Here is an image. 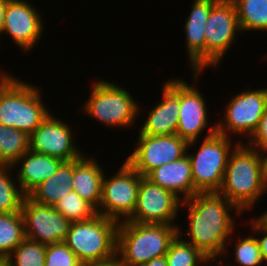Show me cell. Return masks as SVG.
<instances>
[{"instance_id": "8992f818", "label": "cell", "mask_w": 267, "mask_h": 266, "mask_svg": "<svg viewBox=\"0 0 267 266\" xmlns=\"http://www.w3.org/2000/svg\"><path fill=\"white\" fill-rule=\"evenodd\" d=\"M90 91L88 100L82 105L83 115L118 129L132 127L140 116V105L121 86L100 79L92 84Z\"/></svg>"}, {"instance_id": "e0dca14e", "label": "cell", "mask_w": 267, "mask_h": 266, "mask_svg": "<svg viewBox=\"0 0 267 266\" xmlns=\"http://www.w3.org/2000/svg\"><path fill=\"white\" fill-rule=\"evenodd\" d=\"M162 101L153 106L140 134L160 136L176 134L180 107V78L169 79L162 88Z\"/></svg>"}, {"instance_id": "f546056e", "label": "cell", "mask_w": 267, "mask_h": 266, "mask_svg": "<svg viewBox=\"0 0 267 266\" xmlns=\"http://www.w3.org/2000/svg\"><path fill=\"white\" fill-rule=\"evenodd\" d=\"M237 242L238 243L235 244L236 246L233 251L235 262H237L236 264H239V266H261L262 264L264 265L260 246L254 234H249L246 238H244V236L243 238H240L239 236ZM217 261V263H220V266H226L224 262L221 261V258Z\"/></svg>"}, {"instance_id": "e575fe53", "label": "cell", "mask_w": 267, "mask_h": 266, "mask_svg": "<svg viewBox=\"0 0 267 266\" xmlns=\"http://www.w3.org/2000/svg\"><path fill=\"white\" fill-rule=\"evenodd\" d=\"M79 266H121L118 259L108 260V261H97V262H83Z\"/></svg>"}, {"instance_id": "4dcf8cb0", "label": "cell", "mask_w": 267, "mask_h": 266, "mask_svg": "<svg viewBox=\"0 0 267 266\" xmlns=\"http://www.w3.org/2000/svg\"><path fill=\"white\" fill-rule=\"evenodd\" d=\"M45 266H79L77 256L64 242L46 245Z\"/></svg>"}, {"instance_id": "7c38bea8", "label": "cell", "mask_w": 267, "mask_h": 266, "mask_svg": "<svg viewBox=\"0 0 267 266\" xmlns=\"http://www.w3.org/2000/svg\"><path fill=\"white\" fill-rule=\"evenodd\" d=\"M181 204V198L142 176L136 207L127 221L179 226L174 221Z\"/></svg>"}, {"instance_id": "44dd1931", "label": "cell", "mask_w": 267, "mask_h": 266, "mask_svg": "<svg viewBox=\"0 0 267 266\" xmlns=\"http://www.w3.org/2000/svg\"><path fill=\"white\" fill-rule=\"evenodd\" d=\"M62 163L58 158L29 150L12 167L21 166L15 178L27 196L40 183L51 177Z\"/></svg>"}, {"instance_id": "ac0fdd59", "label": "cell", "mask_w": 267, "mask_h": 266, "mask_svg": "<svg viewBox=\"0 0 267 266\" xmlns=\"http://www.w3.org/2000/svg\"><path fill=\"white\" fill-rule=\"evenodd\" d=\"M218 0H193L189 16L184 22L187 60L190 63L193 80L199 79L205 70V25L212 6ZM201 72V73H200Z\"/></svg>"}, {"instance_id": "4316f807", "label": "cell", "mask_w": 267, "mask_h": 266, "mask_svg": "<svg viewBox=\"0 0 267 266\" xmlns=\"http://www.w3.org/2000/svg\"><path fill=\"white\" fill-rule=\"evenodd\" d=\"M12 166L0 165V213L21 212L25 194L12 178ZM18 186V187H17Z\"/></svg>"}, {"instance_id": "8d00e7d4", "label": "cell", "mask_w": 267, "mask_h": 266, "mask_svg": "<svg viewBox=\"0 0 267 266\" xmlns=\"http://www.w3.org/2000/svg\"><path fill=\"white\" fill-rule=\"evenodd\" d=\"M7 1L8 0H0V36L2 35V31H3V27H4Z\"/></svg>"}, {"instance_id": "74e56055", "label": "cell", "mask_w": 267, "mask_h": 266, "mask_svg": "<svg viewBox=\"0 0 267 266\" xmlns=\"http://www.w3.org/2000/svg\"><path fill=\"white\" fill-rule=\"evenodd\" d=\"M0 266H7L6 265V257L0 255Z\"/></svg>"}, {"instance_id": "d590c367", "label": "cell", "mask_w": 267, "mask_h": 266, "mask_svg": "<svg viewBox=\"0 0 267 266\" xmlns=\"http://www.w3.org/2000/svg\"><path fill=\"white\" fill-rule=\"evenodd\" d=\"M140 266H168L165 256L157 257Z\"/></svg>"}, {"instance_id": "2e32d148", "label": "cell", "mask_w": 267, "mask_h": 266, "mask_svg": "<svg viewBox=\"0 0 267 266\" xmlns=\"http://www.w3.org/2000/svg\"><path fill=\"white\" fill-rule=\"evenodd\" d=\"M203 96L199 89L180 78V107L176 134L188 142V148H196L198 138L209 124V110Z\"/></svg>"}, {"instance_id": "9c48e42d", "label": "cell", "mask_w": 267, "mask_h": 266, "mask_svg": "<svg viewBox=\"0 0 267 266\" xmlns=\"http://www.w3.org/2000/svg\"><path fill=\"white\" fill-rule=\"evenodd\" d=\"M239 32L242 30L234 2L218 0L212 6L205 25V69L218 68L217 65L235 44Z\"/></svg>"}, {"instance_id": "f1b7e54d", "label": "cell", "mask_w": 267, "mask_h": 266, "mask_svg": "<svg viewBox=\"0 0 267 266\" xmlns=\"http://www.w3.org/2000/svg\"><path fill=\"white\" fill-rule=\"evenodd\" d=\"M54 208L71 222L85 221L97 214L96 209L74 190L62 197Z\"/></svg>"}, {"instance_id": "52a82bcc", "label": "cell", "mask_w": 267, "mask_h": 266, "mask_svg": "<svg viewBox=\"0 0 267 266\" xmlns=\"http://www.w3.org/2000/svg\"><path fill=\"white\" fill-rule=\"evenodd\" d=\"M199 150L188 153L190 159L193 185L198 192H218L222 185L229 156L240 143L232 146L231 138L217 133L216 124L209 127Z\"/></svg>"}, {"instance_id": "d6a6232c", "label": "cell", "mask_w": 267, "mask_h": 266, "mask_svg": "<svg viewBox=\"0 0 267 266\" xmlns=\"http://www.w3.org/2000/svg\"><path fill=\"white\" fill-rule=\"evenodd\" d=\"M251 229H252V234L255 235H260L262 236L257 237L259 246H260V251L262 254V258L264 261V265L267 264V223L259 216L251 219ZM257 232V233H256Z\"/></svg>"}, {"instance_id": "1f68e13d", "label": "cell", "mask_w": 267, "mask_h": 266, "mask_svg": "<svg viewBox=\"0 0 267 266\" xmlns=\"http://www.w3.org/2000/svg\"><path fill=\"white\" fill-rule=\"evenodd\" d=\"M249 138L250 139L247 141L249 143H245L248 147L257 150L267 148V107L259 121L256 130Z\"/></svg>"}, {"instance_id": "ffe728a7", "label": "cell", "mask_w": 267, "mask_h": 266, "mask_svg": "<svg viewBox=\"0 0 267 266\" xmlns=\"http://www.w3.org/2000/svg\"><path fill=\"white\" fill-rule=\"evenodd\" d=\"M104 174L103 168L94 157L89 158L85 154L81 158L73 160L71 188L96 210L99 208L102 198Z\"/></svg>"}, {"instance_id": "7402d4cb", "label": "cell", "mask_w": 267, "mask_h": 266, "mask_svg": "<svg viewBox=\"0 0 267 266\" xmlns=\"http://www.w3.org/2000/svg\"><path fill=\"white\" fill-rule=\"evenodd\" d=\"M73 180V161L63 162L57 171L40 183L27 196L36 203L48 206L55 204L70 193Z\"/></svg>"}, {"instance_id": "6da1fadb", "label": "cell", "mask_w": 267, "mask_h": 266, "mask_svg": "<svg viewBox=\"0 0 267 266\" xmlns=\"http://www.w3.org/2000/svg\"><path fill=\"white\" fill-rule=\"evenodd\" d=\"M181 206L189 207V230L188 233H183L181 226H178V235L200 249L213 263L217 257H227V246L236 228L234 219L236 214L241 215L242 212L219 192H198L182 201ZM232 212L235 213L234 218ZM184 234L190 238L184 239ZM187 238L189 239L186 240Z\"/></svg>"}, {"instance_id": "cb8c5ba5", "label": "cell", "mask_w": 267, "mask_h": 266, "mask_svg": "<svg viewBox=\"0 0 267 266\" xmlns=\"http://www.w3.org/2000/svg\"><path fill=\"white\" fill-rule=\"evenodd\" d=\"M242 32L267 31V0H232Z\"/></svg>"}, {"instance_id": "ba28073f", "label": "cell", "mask_w": 267, "mask_h": 266, "mask_svg": "<svg viewBox=\"0 0 267 266\" xmlns=\"http://www.w3.org/2000/svg\"><path fill=\"white\" fill-rule=\"evenodd\" d=\"M118 169L112 177L104 175L102 198L96 211L102 216L122 222L134 213L142 175L126 160Z\"/></svg>"}, {"instance_id": "484cf974", "label": "cell", "mask_w": 267, "mask_h": 266, "mask_svg": "<svg viewBox=\"0 0 267 266\" xmlns=\"http://www.w3.org/2000/svg\"><path fill=\"white\" fill-rule=\"evenodd\" d=\"M168 266H201L213 262L200 249L184 241L179 235L171 242L165 255Z\"/></svg>"}, {"instance_id": "8fae6325", "label": "cell", "mask_w": 267, "mask_h": 266, "mask_svg": "<svg viewBox=\"0 0 267 266\" xmlns=\"http://www.w3.org/2000/svg\"><path fill=\"white\" fill-rule=\"evenodd\" d=\"M137 138L136 149L126 161L143 177L187 154L188 142L177 134L152 136L139 133Z\"/></svg>"}, {"instance_id": "5bb4252c", "label": "cell", "mask_w": 267, "mask_h": 266, "mask_svg": "<svg viewBox=\"0 0 267 266\" xmlns=\"http://www.w3.org/2000/svg\"><path fill=\"white\" fill-rule=\"evenodd\" d=\"M73 133L66 122L50 113L30 135L29 150L58 158L63 162L79 159L84 153L74 143Z\"/></svg>"}, {"instance_id": "4fadbf2b", "label": "cell", "mask_w": 267, "mask_h": 266, "mask_svg": "<svg viewBox=\"0 0 267 266\" xmlns=\"http://www.w3.org/2000/svg\"><path fill=\"white\" fill-rule=\"evenodd\" d=\"M20 211L25 238L46 245L65 241L72 222L54 206L36 203L25 196Z\"/></svg>"}, {"instance_id": "83f0119b", "label": "cell", "mask_w": 267, "mask_h": 266, "mask_svg": "<svg viewBox=\"0 0 267 266\" xmlns=\"http://www.w3.org/2000/svg\"><path fill=\"white\" fill-rule=\"evenodd\" d=\"M46 244L25 238L6 258L7 266H45Z\"/></svg>"}, {"instance_id": "9a60e30c", "label": "cell", "mask_w": 267, "mask_h": 266, "mask_svg": "<svg viewBox=\"0 0 267 266\" xmlns=\"http://www.w3.org/2000/svg\"><path fill=\"white\" fill-rule=\"evenodd\" d=\"M29 1L8 0L2 34L9 35L23 52L31 51L44 33L41 13Z\"/></svg>"}, {"instance_id": "f35d334b", "label": "cell", "mask_w": 267, "mask_h": 266, "mask_svg": "<svg viewBox=\"0 0 267 266\" xmlns=\"http://www.w3.org/2000/svg\"><path fill=\"white\" fill-rule=\"evenodd\" d=\"M260 217L267 223V211L262 213V215Z\"/></svg>"}, {"instance_id": "836d02e7", "label": "cell", "mask_w": 267, "mask_h": 266, "mask_svg": "<svg viewBox=\"0 0 267 266\" xmlns=\"http://www.w3.org/2000/svg\"><path fill=\"white\" fill-rule=\"evenodd\" d=\"M259 155H260L261 180L263 188L267 193V148L259 150Z\"/></svg>"}, {"instance_id": "603a6c76", "label": "cell", "mask_w": 267, "mask_h": 266, "mask_svg": "<svg viewBox=\"0 0 267 266\" xmlns=\"http://www.w3.org/2000/svg\"><path fill=\"white\" fill-rule=\"evenodd\" d=\"M30 148V135L0 124V165L13 166Z\"/></svg>"}, {"instance_id": "7a4b0ae2", "label": "cell", "mask_w": 267, "mask_h": 266, "mask_svg": "<svg viewBox=\"0 0 267 266\" xmlns=\"http://www.w3.org/2000/svg\"><path fill=\"white\" fill-rule=\"evenodd\" d=\"M16 78L1 70L0 124L31 135L52 112L46 108L38 87Z\"/></svg>"}, {"instance_id": "5b68a950", "label": "cell", "mask_w": 267, "mask_h": 266, "mask_svg": "<svg viewBox=\"0 0 267 266\" xmlns=\"http://www.w3.org/2000/svg\"><path fill=\"white\" fill-rule=\"evenodd\" d=\"M118 225V221L97 213L91 219L72 222L64 243L80 263L114 260Z\"/></svg>"}, {"instance_id": "d4e9b609", "label": "cell", "mask_w": 267, "mask_h": 266, "mask_svg": "<svg viewBox=\"0 0 267 266\" xmlns=\"http://www.w3.org/2000/svg\"><path fill=\"white\" fill-rule=\"evenodd\" d=\"M24 239L21 212L0 213V255L7 258Z\"/></svg>"}, {"instance_id": "30bf717a", "label": "cell", "mask_w": 267, "mask_h": 266, "mask_svg": "<svg viewBox=\"0 0 267 266\" xmlns=\"http://www.w3.org/2000/svg\"><path fill=\"white\" fill-rule=\"evenodd\" d=\"M266 107L267 88L248 89L233 95L225 108L222 121L216 123L217 133L229 138L233 134H246L249 138L256 130Z\"/></svg>"}, {"instance_id": "d6986e66", "label": "cell", "mask_w": 267, "mask_h": 266, "mask_svg": "<svg viewBox=\"0 0 267 266\" xmlns=\"http://www.w3.org/2000/svg\"><path fill=\"white\" fill-rule=\"evenodd\" d=\"M152 183L174 193L181 200H187L198 193L193 185L192 169L187 154L173 162L152 170L147 176Z\"/></svg>"}, {"instance_id": "277c9868", "label": "cell", "mask_w": 267, "mask_h": 266, "mask_svg": "<svg viewBox=\"0 0 267 266\" xmlns=\"http://www.w3.org/2000/svg\"><path fill=\"white\" fill-rule=\"evenodd\" d=\"M177 235L176 225L119 222L117 259L121 266H140L165 256Z\"/></svg>"}, {"instance_id": "3957f363", "label": "cell", "mask_w": 267, "mask_h": 266, "mask_svg": "<svg viewBox=\"0 0 267 266\" xmlns=\"http://www.w3.org/2000/svg\"><path fill=\"white\" fill-rule=\"evenodd\" d=\"M218 192L241 212L254 209L265 194L259 150L248 147L244 141L233 149Z\"/></svg>"}]
</instances>
